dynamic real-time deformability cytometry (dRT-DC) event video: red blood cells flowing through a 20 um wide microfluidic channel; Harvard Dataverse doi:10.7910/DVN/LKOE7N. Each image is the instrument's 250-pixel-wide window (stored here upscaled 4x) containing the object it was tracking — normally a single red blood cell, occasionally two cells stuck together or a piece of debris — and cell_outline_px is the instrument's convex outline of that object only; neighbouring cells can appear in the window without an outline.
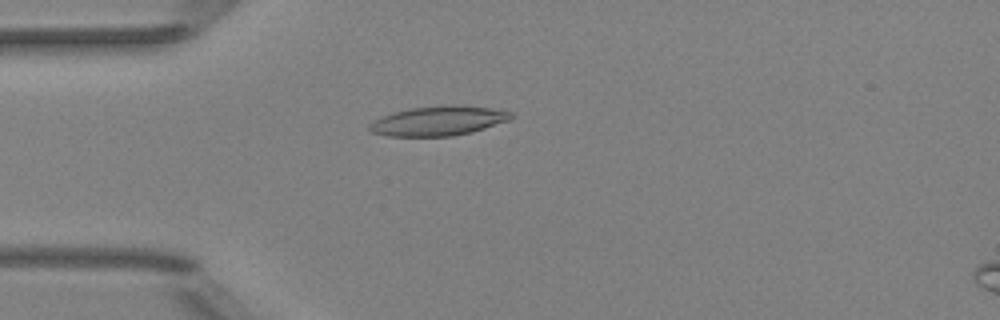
{"species": "Egyptian fruit bat (a non-hibernating species)", "species_latin": "Rousettus aegyptiacus", "temperature_condition": "room temperature", "stored_images_in_passage": 52, "camera_frame_rate_fps": 3000, "um_per_image_px": 0.085, "animal": {"sex": "female"}, "frame": {"image": 1, "passage_image": 14, "time_ms": 4.333, "image_size_px": [1000, 320], "cell_outline_px": [[512, 116], [508, 120], [472, 132], [452, 136], [388, 136], [372, 132], [368, 128], [368, 124], [392, 112], [412, 108], [452, 104], [492, 108], [512, 112]], "centroid_in_image_um": [37.25, 10.27], "position_along_channel_um": 47.7, "area_um2": 24.16}}
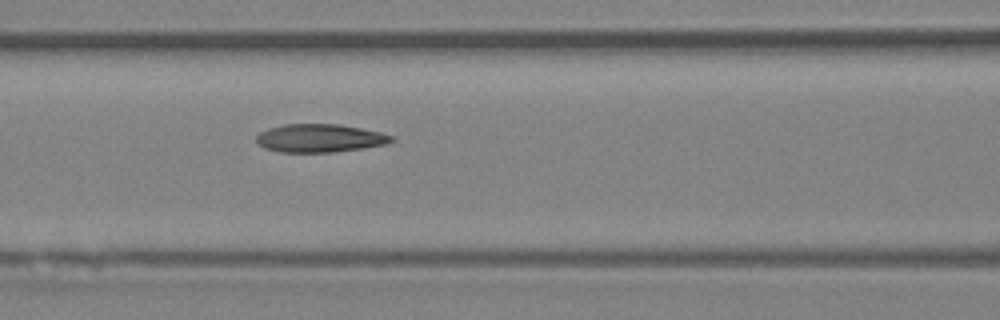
{"frame": {"image": 2, "passage_image": 22, "time_ms": 7.0, "image_size_px": [1000, 320], "cell_outline_px": [[396, 140], [384, 144], [364, 148], [332, 152], [280, 152], [264, 148], [256, 140], [256, 136], [260, 132], [268, 128], [284, 124], [340, 124], [380, 132], [392, 136]], "centroid_in_image_um": [27.17, 11.74], "position_along_channel_um": 139.4, "area_um2": 22.14}}
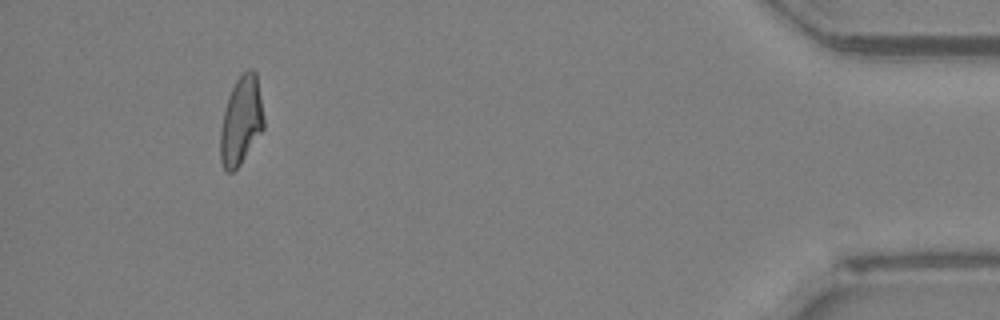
{"frame": {"image": 3, "passage_image": 48, "time_ms": 15.667, "image_size_px": [1000, 320], "cell_outline_px": [[264, 128], [240, 164], [232, 172], [228, 172], [224, 168], [220, 160], [220, 132], [224, 112], [228, 96], [236, 80], [248, 68], [252, 68], [256, 72], [264, 116]], "centroid_in_image_um": [20.5, 10.24], "position_along_channel_um": 414.7, "area_um2": 22.2}, "authors_computed_cell_mechanics": {"area_um2": 22.253, "velocity_mm_per_s": 3.9649, "shape_relaxation_time_tau1_ms": null, "shape_relaxation_time_tau2_ms": 2.6492, "deformation_change_tau1": null, "deformation_change_tau2": 0.0999}}